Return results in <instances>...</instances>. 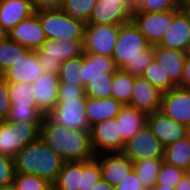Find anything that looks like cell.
I'll list each match as a JSON object with an SVG mask.
<instances>
[{
  "label": "cell",
  "instance_id": "6da1fadb",
  "mask_svg": "<svg viewBox=\"0 0 190 190\" xmlns=\"http://www.w3.org/2000/svg\"><path fill=\"white\" fill-rule=\"evenodd\" d=\"M40 138L64 162L89 160L96 156L91 145L90 130L68 129L59 124H51L43 118Z\"/></svg>",
  "mask_w": 190,
  "mask_h": 190
},
{
  "label": "cell",
  "instance_id": "7a4b0ae2",
  "mask_svg": "<svg viewBox=\"0 0 190 190\" xmlns=\"http://www.w3.org/2000/svg\"><path fill=\"white\" fill-rule=\"evenodd\" d=\"M64 161L41 138L27 144L14 157L15 173L33 174L53 183Z\"/></svg>",
  "mask_w": 190,
  "mask_h": 190
},
{
  "label": "cell",
  "instance_id": "3957f363",
  "mask_svg": "<svg viewBox=\"0 0 190 190\" xmlns=\"http://www.w3.org/2000/svg\"><path fill=\"white\" fill-rule=\"evenodd\" d=\"M84 39H46L36 50L43 72L59 74L62 62L84 54Z\"/></svg>",
  "mask_w": 190,
  "mask_h": 190
},
{
  "label": "cell",
  "instance_id": "277c9868",
  "mask_svg": "<svg viewBox=\"0 0 190 190\" xmlns=\"http://www.w3.org/2000/svg\"><path fill=\"white\" fill-rule=\"evenodd\" d=\"M42 122H12L0 126V154L14 158L20 149L40 138Z\"/></svg>",
  "mask_w": 190,
  "mask_h": 190
},
{
  "label": "cell",
  "instance_id": "5b68a950",
  "mask_svg": "<svg viewBox=\"0 0 190 190\" xmlns=\"http://www.w3.org/2000/svg\"><path fill=\"white\" fill-rule=\"evenodd\" d=\"M11 108L7 120L12 122H42L44 114L38 109L31 84L8 82Z\"/></svg>",
  "mask_w": 190,
  "mask_h": 190
},
{
  "label": "cell",
  "instance_id": "8992f818",
  "mask_svg": "<svg viewBox=\"0 0 190 190\" xmlns=\"http://www.w3.org/2000/svg\"><path fill=\"white\" fill-rule=\"evenodd\" d=\"M47 39H84L85 24L62 9L36 12Z\"/></svg>",
  "mask_w": 190,
  "mask_h": 190
},
{
  "label": "cell",
  "instance_id": "52a82bcc",
  "mask_svg": "<svg viewBox=\"0 0 190 190\" xmlns=\"http://www.w3.org/2000/svg\"><path fill=\"white\" fill-rule=\"evenodd\" d=\"M87 96L58 98L54 109L49 110L44 118L51 124H59L68 129L90 130L86 115Z\"/></svg>",
  "mask_w": 190,
  "mask_h": 190
},
{
  "label": "cell",
  "instance_id": "ba28073f",
  "mask_svg": "<svg viewBox=\"0 0 190 190\" xmlns=\"http://www.w3.org/2000/svg\"><path fill=\"white\" fill-rule=\"evenodd\" d=\"M151 44L133 21L121 24L112 56L118 69L136 60Z\"/></svg>",
  "mask_w": 190,
  "mask_h": 190
},
{
  "label": "cell",
  "instance_id": "9c48e42d",
  "mask_svg": "<svg viewBox=\"0 0 190 190\" xmlns=\"http://www.w3.org/2000/svg\"><path fill=\"white\" fill-rule=\"evenodd\" d=\"M120 25L86 23L84 28V53L112 57Z\"/></svg>",
  "mask_w": 190,
  "mask_h": 190
},
{
  "label": "cell",
  "instance_id": "30bf717a",
  "mask_svg": "<svg viewBox=\"0 0 190 190\" xmlns=\"http://www.w3.org/2000/svg\"><path fill=\"white\" fill-rule=\"evenodd\" d=\"M90 138L95 155L123 152L126 145L116 118L107 119L92 125Z\"/></svg>",
  "mask_w": 190,
  "mask_h": 190
},
{
  "label": "cell",
  "instance_id": "8fae6325",
  "mask_svg": "<svg viewBox=\"0 0 190 190\" xmlns=\"http://www.w3.org/2000/svg\"><path fill=\"white\" fill-rule=\"evenodd\" d=\"M123 153L133 162L148 158H164V146L145 124L126 142Z\"/></svg>",
  "mask_w": 190,
  "mask_h": 190
},
{
  "label": "cell",
  "instance_id": "7c38bea8",
  "mask_svg": "<svg viewBox=\"0 0 190 190\" xmlns=\"http://www.w3.org/2000/svg\"><path fill=\"white\" fill-rule=\"evenodd\" d=\"M174 18V10L133 12L132 21L151 45H157Z\"/></svg>",
  "mask_w": 190,
  "mask_h": 190
},
{
  "label": "cell",
  "instance_id": "4fadbf2b",
  "mask_svg": "<svg viewBox=\"0 0 190 190\" xmlns=\"http://www.w3.org/2000/svg\"><path fill=\"white\" fill-rule=\"evenodd\" d=\"M186 127L190 126V88L174 87L163 92L160 110Z\"/></svg>",
  "mask_w": 190,
  "mask_h": 190
},
{
  "label": "cell",
  "instance_id": "5bb4252c",
  "mask_svg": "<svg viewBox=\"0 0 190 190\" xmlns=\"http://www.w3.org/2000/svg\"><path fill=\"white\" fill-rule=\"evenodd\" d=\"M157 45L188 52L190 50V12L182 8L174 10V18Z\"/></svg>",
  "mask_w": 190,
  "mask_h": 190
},
{
  "label": "cell",
  "instance_id": "9a60e30c",
  "mask_svg": "<svg viewBox=\"0 0 190 190\" xmlns=\"http://www.w3.org/2000/svg\"><path fill=\"white\" fill-rule=\"evenodd\" d=\"M132 16L127 0H97L87 23L121 25L132 21Z\"/></svg>",
  "mask_w": 190,
  "mask_h": 190
},
{
  "label": "cell",
  "instance_id": "2e32d148",
  "mask_svg": "<svg viewBox=\"0 0 190 190\" xmlns=\"http://www.w3.org/2000/svg\"><path fill=\"white\" fill-rule=\"evenodd\" d=\"M162 94L146 78L134 76V85L127 105L137 110L151 114L160 110Z\"/></svg>",
  "mask_w": 190,
  "mask_h": 190
},
{
  "label": "cell",
  "instance_id": "e0dca14e",
  "mask_svg": "<svg viewBox=\"0 0 190 190\" xmlns=\"http://www.w3.org/2000/svg\"><path fill=\"white\" fill-rule=\"evenodd\" d=\"M95 157L100 163L101 178L114 187L133 171V161L123 152L102 153Z\"/></svg>",
  "mask_w": 190,
  "mask_h": 190
},
{
  "label": "cell",
  "instance_id": "ac0fdd59",
  "mask_svg": "<svg viewBox=\"0 0 190 190\" xmlns=\"http://www.w3.org/2000/svg\"><path fill=\"white\" fill-rule=\"evenodd\" d=\"M8 36L11 40L27 47L31 51L38 50L47 39L36 12L20 21L8 32Z\"/></svg>",
  "mask_w": 190,
  "mask_h": 190
},
{
  "label": "cell",
  "instance_id": "d6986e66",
  "mask_svg": "<svg viewBox=\"0 0 190 190\" xmlns=\"http://www.w3.org/2000/svg\"><path fill=\"white\" fill-rule=\"evenodd\" d=\"M147 125L165 147L187 136L188 127L175 122L161 111L147 114Z\"/></svg>",
  "mask_w": 190,
  "mask_h": 190
},
{
  "label": "cell",
  "instance_id": "ffe728a7",
  "mask_svg": "<svg viewBox=\"0 0 190 190\" xmlns=\"http://www.w3.org/2000/svg\"><path fill=\"white\" fill-rule=\"evenodd\" d=\"M59 75L43 72L31 85L38 109L45 115L58 102Z\"/></svg>",
  "mask_w": 190,
  "mask_h": 190
},
{
  "label": "cell",
  "instance_id": "44dd1931",
  "mask_svg": "<svg viewBox=\"0 0 190 190\" xmlns=\"http://www.w3.org/2000/svg\"><path fill=\"white\" fill-rule=\"evenodd\" d=\"M43 74L36 50L30 51L23 59L10 67L4 74L7 82L32 84Z\"/></svg>",
  "mask_w": 190,
  "mask_h": 190
},
{
  "label": "cell",
  "instance_id": "7402d4cb",
  "mask_svg": "<svg viewBox=\"0 0 190 190\" xmlns=\"http://www.w3.org/2000/svg\"><path fill=\"white\" fill-rule=\"evenodd\" d=\"M185 55L186 52L154 45V58L176 86L181 82Z\"/></svg>",
  "mask_w": 190,
  "mask_h": 190
},
{
  "label": "cell",
  "instance_id": "603a6c76",
  "mask_svg": "<svg viewBox=\"0 0 190 190\" xmlns=\"http://www.w3.org/2000/svg\"><path fill=\"white\" fill-rule=\"evenodd\" d=\"M34 13L31 0H0V24L8 32Z\"/></svg>",
  "mask_w": 190,
  "mask_h": 190
},
{
  "label": "cell",
  "instance_id": "cb8c5ba5",
  "mask_svg": "<svg viewBox=\"0 0 190 190\" xmlns=\"http://www.w3.org/2000/svg\"><path fill=\"white\" fill-rule=\"evenodd\" d=\"M123 104L113 97L91 98L87 97L86 115L90 127L98 122L116 118Z\"/></svg>",
  "mask_w": 190,
  "mask_h": 190
},
{
  "label": "cell",
  "instance_id": "d4e9b609",
  "mask_svg": "<svg viewBox=\"0 0 190 190\" xmlns=\"http://www.w3.org/2000/svg\"><path fill=\"white\" fill-rule=\"evenodd\" d=\"M118 70L112 57L95 53H84L82 62L83 87L91 79L105 77V73H115Z\"/></svg>",
  "mask_w": 190,
  "mask_h": 190
},
{
  "label": "cell",
  "instance_id": "484cf974",
  "mask_svg": "<svg viewBox=\"0 0 190 190\" xmlns=\"http://www.w3.org/2000/svg\"><path fill=\"white\" fill-rule=\"evenodd\" d=\"M120 133L127 142L138 130L147 124V114L129 105H123L116 116Z\"/></svg>",
  "mask_w": 190,
  "mask_h": 190
},
{
  "label": "cell",
  "instance_id": "4316f807",
  "mask_svg": "<svg viewBox=\"0 0 190 190\" xmlns=\"http://www.w3.org/2000/svg\"><path fill=\"white\" fill-rule=\"evenodd\" d=\"M82 161L64 162L62 169L52 183V190H80Z\"/></svg>",
  "mask_w": 190,
  "mask_h": 190
},
{
  "label": "cell",
  "instance_id": "83f0119b",
  "mask_svg": "<svg viewBox=\"0 0 190 190\" xmlns=\"http://www.w3.org/2000/svg\"><path fill=\"white\" fill-rule=\"evenodd\" d=\"M163 161L187 172L190 167V138L186 136L165 146Z\"/></svg>",
  "mask_w": 190,
  "mask_h": 190
},
{
  "label": "cell",
  "instance_id": "f1b7e54d",
  "mask_svg": "<svg viewBox=\"0 0 190 190\" xmlns=\"http://www.w3.org/2000/svg\"><path fill=\"white\" fill-rule=\"evenodd\" d=\"M31 50L11 40L9 37L0 42V75L23 59Z\"/></svg>",
  "mask_w": 190,
  "mask_h": 190
},
{
  "label": "cell",
  "instance_id": "f546056e",
  "mask_svg": "<svg viewBox=\"0 0 190 190\" xmlns=\"http://www.w3.org/2000/svg\"><path fill=\"white\" fill-rule=\"evenodd\" d=\"M163 158L144 159L133 162V170L146 190H151L157 181V175Z\"/></svg>",
  "mask_w": 190,
  "mask_h": 190
},
{
  "label": "cell",
  "instance_id": "4dcf8cb0",
  "mask_svg": "<svg viewBox=\"0 0 190 190\" xmlns=\"http://www.w3.org/2000/svg\"><path fill=\"white\" fill-rule=\"evenodd\" d=\"M134 85V75L118 69L113 74L111 93L112 97L120 101L123 105L129 103L132 88Z\"/></svg>",
  "mask_w": 190,
  "mask_h": 190
},
{
  "label": "cell",
  "instance_id": "1f68e13d",
  "mask_svg": "<svg viewBox=\"0 0 190 190\" xmlns=\"http://www.w3.org/2000/svg\"><path fill=\"white\" fill-rule=\"evenodd\" d=\"M84 54L62 62L59 71V82L68 83L75 87H83L82 62Z\"/></svg>",
  "mask_w": 190,
  "mask_h": 190
},
{
  "label": "cell",
  "instance_id": "d6a6232c",
  "mask_svg": "<svg viewBox=\"0 0 190 190\" xmlns=\"http://www.w3.org/2000/svg\"><path fill=\"white\" fill-rule=\"evenodd\" d=\"M141 76L146 78L154 87L158 88L161 92H166L176 87V85L169 79L168 75L165 74V71L155 58L145 68Z\"/></svg>",
  "mask_w": 190,
  "mask_h": 190
},
{
  "label": "cell",
  "instance_id": "836d02e7",
  "mask_svg": "<svg viewBox=\"0 0 190 190\" xmlns=\"http://www.w3.org/2000/svg\"><path fill=\"white\" fill-rule=\"evenodd\" d=\"M114 73H105V77H97L90 80L84 86L87 97L101 99L112 97L111 87Z\"/></svg>",
  "mask_w": 190,
  "mask_h": 190
},
{
  "label": "cell",
  "instance_id": "e575fe53",
  "mask_svg": "<svg viewBox=\"0 0 190 190\" xmlns=\"http://www.w3.org/2000/svg\"><path fill=\"white\" fill-rule=\"evenodd\" d=\"M97 0H65L62 10L74 19L87 23Z\"/></svg>",
  "mask_w": 190,
  "mask_h": 190
},
{
  "label": "cell",
  "instance_id": "d590c367",
  "mask_svg": "<svg viewBox=\"0 0 190 190\" xmlns=\"http://www.w3.org/2000/svg\"><path fill=\"white\" fill-rule=\"evenodd\" d=\"M13 186L15 190H52V183L33 174L15 173Z\"/></svg>",
  "mask_w": 190,
  "mask_h": 190
},
{
  "label": "cell",
  "instance_id": "8d00e7d4",
  "mask_svg": "<svg viewBox=\"0 0 190 190\" xmlns=\"http://www.w3.org/2000/svg\"><path fill=\"white\" fill-rule=\"evenodd\" d=\"M101 179V168L99 160L94 157L82 161V175L80 190H90L95 183Z\"/></svg>",
  "mask_w": 190,
  "mask_h": 190
},
{
  "label": "cell",
  "instance_id": "74e56055",
  "mask_svg": "<svg viewBox=\"0 0 190 190\" xmlns=\"http://www.w3.org/2000/svg\"><path fill=\"white\" fill-rule=\"evenodd\" d=\"M186 171L182 168L175 167L166 162H162L155 185H165L176 188Z\"/></svg>",
  "mask_w": 190,
  "mask_h": 190
},
{
  "label": "cell",
  "instance_id": "f35d334b",
  "mask_svg": "<svg viewBox=\"0 0 190 190\" xmlns=\"http://www.w3.org/2000/svg\"><path fill=\"white\" fill-rule=\"evenodd\" d=\"M181 8V0H140L138 8L133 12L158 13Z\"/></svg>",
  "mask_w": 190,
  "mask_h": 190
},
{
  "label": "cell",
  "instance_id": "ab89813d",
  "mask_svg": "<svg viewBox=\"0 0 190 190\" xmlns=\"http://www.w3.org/2000/svg\"><path fill=\"white\" fill-rule=\"evenodd\" d=\"M153 59L154 45H150L146 50L141 52V56L132 62H128L122 70L134 76H141Z\"/></svg>",
  "mask_w": 190,
  "mask_h": 190
},
{
  "label": "cell",
  "instance_id": "60d3db41",
  "mask_svg": "<svg viewBox=\"0 0 190 190\" xmlns=\"http://www.w3.org/2000/svg\"><path fill=\"white\" fill-rule=\"evenodd\" d=\"M14 175V158L0 154V187L13 185Z\"/></svg>",
  "mask_w": 190,
  "mask_h": 190
},
{
  "label": "cell",
  "instance_id": "b9f144b4",
  "mask_svg": "<svg viewBox=\"0 0 190 190\" xmlns=\"http://www.w3.org/2000/svg\"><path fill=\"white\" fill-rule=\"evenodd\" d=\"M11 108L8 93V82L3 75H0V117L6 120Z\"/></svg>",
  "mask_w": 190,
  "mask_h": 190
},
{
  "label": "cell",
  "instance_id": "7bdbcfd3",
  "mask_svg": "<svg viewBox=\"0 0 190 190\" xmlns=\"http://www.w3.org/2000/svg\"><path fill=\"white\" fill-rule=\"evenodd\" d=\"M115 190H146L142 182L133 170L126 178L120 181V184L115 187Z\"/></svg>",
  "mask_w": 190,
  "mask_h": 190
},
{
  "label": "cell",
  "instance_id": "ee69618b",
  "mask_svg": "<svg viewBox=\"0 0 190 190\" xmlns=\"http://www.w3.org/2000/svg\"><path fill=\"white\" fill-rule=\"evenodd\" d=\"M84 87H75L65 82H59L58 98L83 97Z\"/></svg>",
  "mask_w": 190,
  "mask_h": 190
},
{
  "label": "cell",
  "instance_id": "f6af8a7d",
  "mask_svg": "<svg viewBox=\"0 0 190 190\" xmlns=\"http://www.w3.org/2000/svg\"><path fill=\"white\" fill-rule=\"evenodd\" d=\"M35 12L62 9L65 0H31Z\"/></svg>",
  "mask_w": 190,
  "mask_h": 190
},
{
  "label": "cell",
  "instance_id": "bcb514c9",
  "mask_svg": "<svg viewBox=\"0 0 190 190\" xmlns=\"http://www.w3.org/2000/svg\"><path fill=\"white\" fill-rule=\"evenodd\" d=\"M178 87L190 88V50L186 52L185 55V60L183 65V75Z\"/></svg>",
  "mask_w": 190,
  "mask_h": 190
},
{
  "label": "cell",
  "instance_id": "7dc6e473",
  "mask_svg": "<svg viewBox=\"0 0 190 190\" xmlns=\"http://www.w3.org/2000/svg\"><path fill=\"white\" fill-rule=\"evenodd\" d=\"M176 190H190V174L185 173L182 177L178 185L176 186Z\"/></svg>",
  "mask_w": 190,
  "mask_h": 190
},
{
  "label": "cell",
  "instance_id": "c3c4849f",
  "mask_svg": "<svg viewBox=\"0 0 190 190\" xmlns=\"http://www.w3.org/2000/svg\"><path fill=\"white\" fill-rule=\"evenodd\" d=\"M90 190H115V187L101 178Z\"/></svg>",
  "mask_w": 190,
  "mask_h": 190
},
{
  "label": "cell",
  "instance_id": "681fc988",
  "mask_svg": "<svg viewBox=\"0 0 190 190\" xmlns=\"http://www.w3.org/2000/svg\"><path fill=\"white\" fill-rule=\"evenodd\" d=\"M140 0H127V6L132 10L135 11L139 6Z\"/></svg>",
  "mask_w": 190,
  "mask_h": 190
},
{
  "label": "cell",
  "instance_id": "f907efd6",
  "mask_svg": "<svg viewBox=\"0 0 190 190\" xmlns=\"http://www.w3.org/2000/svg\"><path fill=\"white\" fill-rule=\"evenodd\" d=\"M8 37V31L4 29L0 24V42L6 40Z\"/></svg>",
  "mask_w": 190,
  "mask_h": 190
},
{
  "label": "cell",
  "instance_id": "816d5d0a",
  "mask_svg": "<svg viewBox=\"0 0 190 190\" xmlns=\"http://www.w3.org/2000/svg\"><path fill=\"white\" fill-rule=\"evenodd\" d=\"M151 190H176V188L165 185H154V187Z\"/></svg>",
  "mask_w": 190,
  "mask_h": 190
},
{
  "label": "cell",
  "instance_id": "f5cc1de1",
  "mask_svg": "<svg viewBox=\"0 0 190 190\" xmlns=\"http://www.w3.org/2000/svg\"><path fill=\"white\" fill-rule=\"evenodd\" d=\"M181 8L190 12V0H181Z\"/></svg>",
  "mask_w": 190,
  "mask_h": 190
},
{
  "label": "cell",
  "instance_id": "db71d44e",
  "mask_svg": "<svg viewBox=\"0 0 190 190\" xmlns=\"http://www.w3.org/2000/svg\"><path fill=\"white\" fill-rule=\"evenodd\" d=\"M0 190H15L13 185H7L0 187Z\"/></svg>",
  "mask_w": 190,
  "mask_h": 190
},
{
  "label": "cell",
  "instance_id": "11a10c76",
  "mask_svg": "<svg viewBox=\"0 0 190 190\" xmlns=\"http://www.w3.org/2000/svg\"><path fill=\"white\" fill-rule=\"evenodd\" d=\"M187 136L190 138V126L188 127Z\"/></svg>",
  "mask_w": 190,
  "mask_h": 190
},
{
  "label": "cell",
  "instance_id": "9f6ffc18",
  "mask_svg": "<svg viewBox=\"0 0 190 190\" xmlns=\"http://www.w3.org/2000/svg\"><path fill=\"white\" fill-rule=\"evenodd\" d=\"M4 119L0 117V126L2 125Z\"/></svg>",
  "mask_w": 190,
  "mask_h": 190
}]
</instances>
